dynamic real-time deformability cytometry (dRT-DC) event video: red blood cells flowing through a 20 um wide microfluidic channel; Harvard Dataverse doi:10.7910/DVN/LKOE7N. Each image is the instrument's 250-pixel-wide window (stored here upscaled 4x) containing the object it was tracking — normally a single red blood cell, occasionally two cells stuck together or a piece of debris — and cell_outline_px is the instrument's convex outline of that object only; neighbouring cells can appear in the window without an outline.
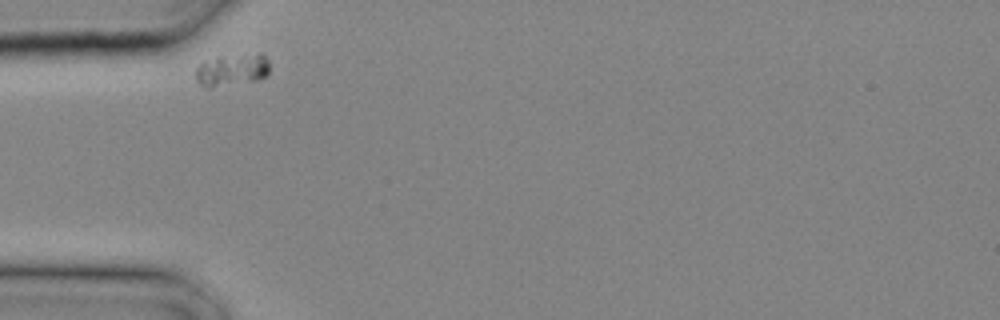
{"species": "common noctule bat (a hibernating species)", "species_latin": "Nyctalus noctula", "temperature_condition": "cold", "stored_images_in_passage": 17, "camera_frame_rate_fps": 3000, "um_per_image_px": 0.085, "animal": {"sex": "male", "body_mass_g": 20.4}, "frame": {"image": 1, "passage_image": 1, "time_ms": 0.0, "image_size_px": [1000, 320], "cell_outline_px": [[268, 72], [264, 76], [256, 80], [212, 88], [208, 88], [200, 84], [196, 80], [196, 68], [200, 64], [216, 60], [260, 52], [268, 60]], "centroid_in_image_um": [19.74, 5.99], "position_along_channel_um": 65.3, "area_um2": 13.12}}
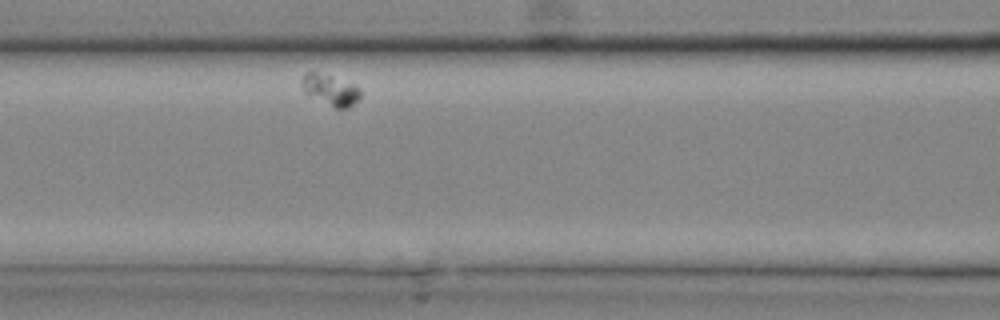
{"frame": {"image": 2, "passage_image": 5, "time_ms": 1.333, "image_size_px": [1000, 320], "cell_outline_px": [[360, 100], [348, 108], [336, 108], [304, 92], [300, 84], [300, 80], [304, 72], [316, 72], [352, 84], [360, 88]], "centroid_in_image_um": [28.07, 7.64], "position_along_channel_um": 138.5, "area_um2": 10.35}}
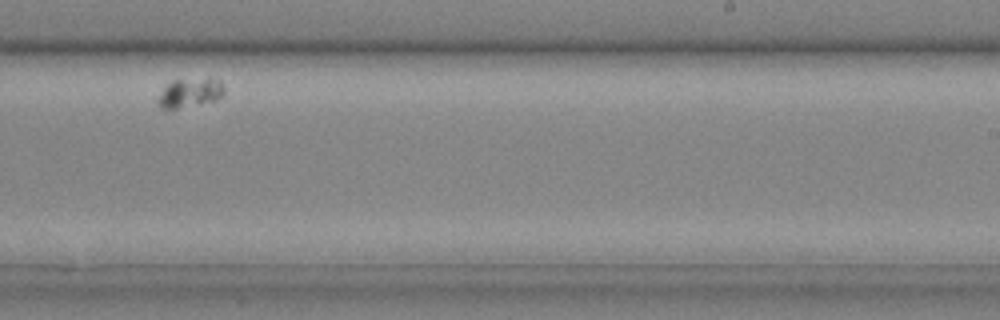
{"frame": {"image": 3, "passage_image": 12, "time_ms": 3.667, "image_size_px": [1000, 320], "cell_outline_px": [[224, 96], [216, 100], [176, 108], [160, 108], [160, 96], [164, 88], [172, 80], [220, 80], [224, 88]], "centroid_in_image_um": [16.19, 7.9], "position_along_channel_um": 272.8, "area_um2": 10.52}}